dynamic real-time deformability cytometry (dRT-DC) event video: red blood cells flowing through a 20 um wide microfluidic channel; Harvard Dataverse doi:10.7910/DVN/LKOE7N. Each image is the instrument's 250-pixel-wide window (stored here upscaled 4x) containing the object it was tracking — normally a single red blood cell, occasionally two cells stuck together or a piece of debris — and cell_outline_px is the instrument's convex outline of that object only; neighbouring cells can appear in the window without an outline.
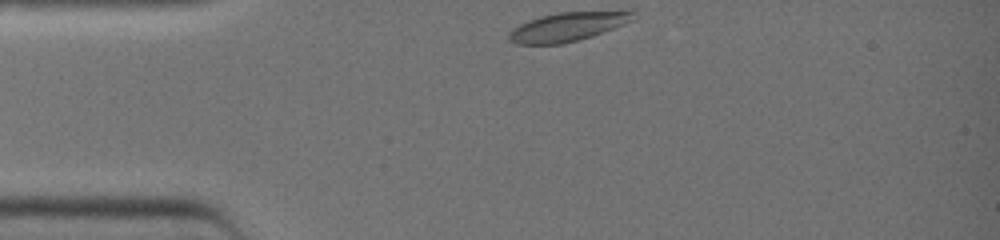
{"species": "common noctule bat (a hibernating species)", "species_latin": "Nyctalus noctula", "temperature_condition": "warm", "stored_images_in_passage": 9, "camera_frame_rate_fps": 3000, "um_per_image_px": 0.085, "animal": {"sex": "female", "body_mass_g": 19.0, "forearm_length_mm": 51.5}, "frame": {"image": 1, "passage_image": 1, "time_ms": 0.0, "image_size_px": [1000, 240], "cell_outline_px": [[632, 20], [624, 24], [592, 36], [580, 40], [564, 44], [516, 44], [508, 40], [508, 32], [512, 28], [528, 20], [540, 16], [560, 12], [632, 12]], "centroid_in_image_um": [48.12, 2.31], "position_along_channel_um": 36.9, "area_um2": 20.58}}
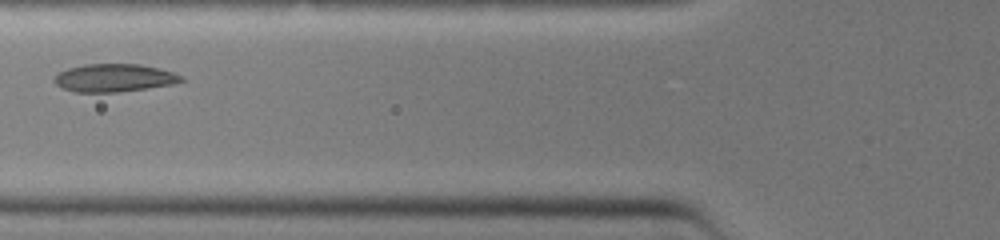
{"frame": {"image": 2, "passage_image": 8, "time_ms": 2.333, "image_size_px": [1000, 240], "cell_outline_px": [[184, 80], [172, 84], [148, 88], [116, 92], [76, 92], [64, 88], [56, 84], [52, 80], [60, 72], [68, 68], [84, 64], [140, 64], [160, 68], [172, 72], [180, 76]], "centroid_in_image_um": [9.69, 6.61], "position_along_channel_um": 116.1, "area_um2": 20.46}}